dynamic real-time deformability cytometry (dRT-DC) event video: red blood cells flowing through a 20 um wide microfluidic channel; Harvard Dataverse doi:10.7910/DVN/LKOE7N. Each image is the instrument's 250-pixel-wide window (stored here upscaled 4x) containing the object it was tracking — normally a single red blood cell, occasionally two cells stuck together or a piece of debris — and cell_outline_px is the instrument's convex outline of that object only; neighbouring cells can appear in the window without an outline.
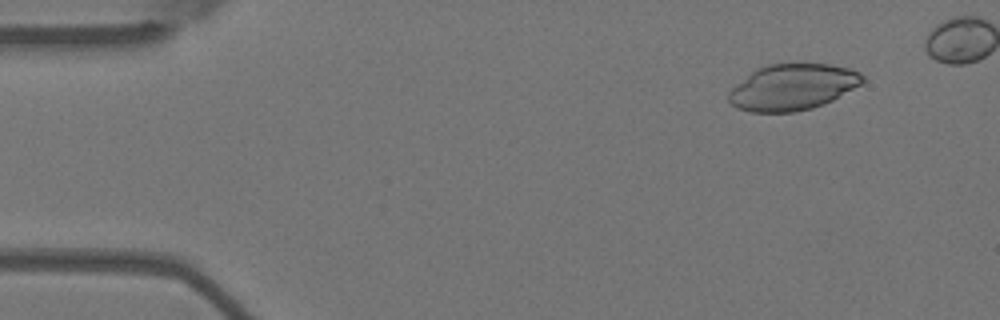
{"species": "Egyptian fruit bat (a non-hibernating species)", "species_latin": "Rousettus aegyptiacus", "temperature_condition": "warm", "stored_images_in_passage": 48, "camera_frame_rate_fps": 3000, "um_per_image_px": 0.085, "animal": {"sex": "female"}, "frame": {"image": 1, "passage_image": 5, "time_ms": 1.333, "image_size_px": [1000, 320], "cell_outline_px": [[864, 80], [860, 84], [832, 100], [824, 104], [812, 108], [792, 112], [748, 112], [736, 108], [728, 100], [728, 92], [736, 84], [756, 68], [768, 64], [828, 64], [848, 68], [860, 72], [864, 76]], "centroid_in_image_um": [67.33, 7.41], "position_along_channel_um": 17.7, "area_um2": 35.84}}